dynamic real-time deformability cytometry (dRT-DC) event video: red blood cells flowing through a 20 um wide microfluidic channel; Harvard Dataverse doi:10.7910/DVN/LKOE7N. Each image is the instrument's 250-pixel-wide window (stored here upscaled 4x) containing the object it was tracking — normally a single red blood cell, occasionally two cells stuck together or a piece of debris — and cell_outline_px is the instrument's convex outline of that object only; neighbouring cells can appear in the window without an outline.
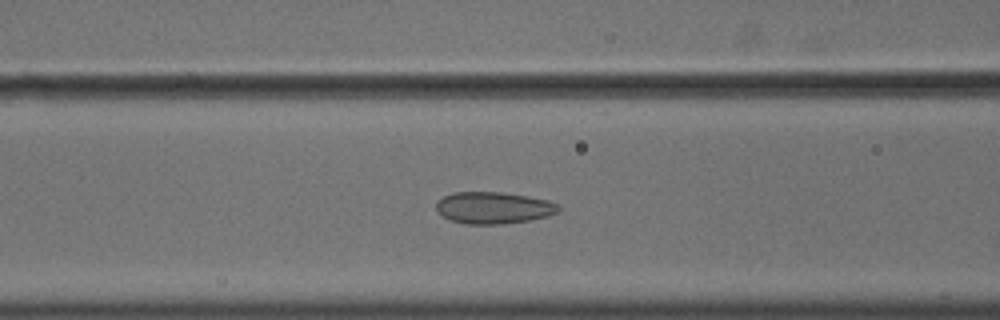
{"species": "common noctule bat (a hibernating species)", "species_latin": "Nyctalus noctula", "temperature_condition": "cold", "stored_images_in_passage": 56, "camera_frame_rate_fps": 3000, "um_per_image_px": 0.085, "animal": {"sex": "male", "body_mass_g": 18.8}, "frame": {"image": 1, "passage_image": 24, "time_ms": 7.667, "image_size_px": [1000, 320], "cell_outline_px": [[560, 208], [556, 212], [548, 216], [528, 220], [500, 224], [468, 224], [452, 220], [444, 216], [436, 208], [436, 204], [444, 196], [452, 192], [500, 192], [528, 196], [548, 200], [556, 204]], "centroid_in_image_um": [41.95, 17.65], "position_along_channel_um": 124.6, "area_um2": 22.31}}
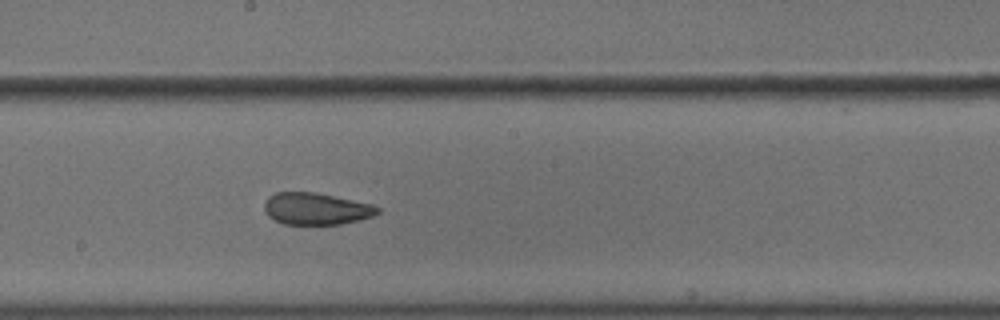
{"frame": {"image": 2, "passage_image": 32, "time_ms": 10.333, "image_size_px": [1000, 320], "cell_outline_px": [[380, 212], [372, 216], [360, 220], [340, 224], [284, 224], [268, 216], [264, 212], [264, 204], [268, 196], [276, 192], [312, 192], [372, 204], [380, 208]], "centroid_in_image_um": [26.85, 17.75], "position_along_channel_um": 221.3, "area_um2": 20.92}}
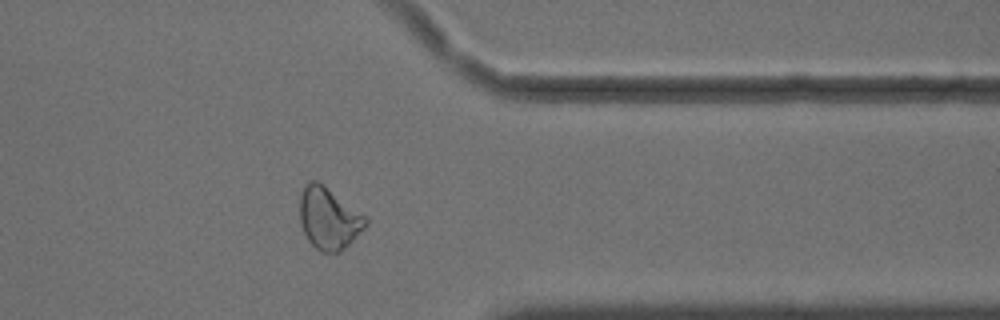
{"frame": {"image": 3, "passage_image": 46, "time_ms": 15.0, "image_size_px": [1000, 320], "cell_outline_px": [[368, 224], [340, 252], [320, 252], [308, 240], [300, 224], [300, 196], [308, 180], [316, 180], [324, 184], [364, 216], [368, 220]], "centroid_in_image_um": [27.91, 18.55], "position_along_channel_um": 383.5, "area_um2": 23.41}, "authors_computed_cell_mechanics": {"area_um2": 24.0737, "velocity_mm_per_s": 3.6136, "shape_relaxation_time_tau1_ms": null, "shape_relaxation_time_tau2_ms": 1.709, "deformation_change_tau1": null, "deformation_change_tau2": 0.0702}}